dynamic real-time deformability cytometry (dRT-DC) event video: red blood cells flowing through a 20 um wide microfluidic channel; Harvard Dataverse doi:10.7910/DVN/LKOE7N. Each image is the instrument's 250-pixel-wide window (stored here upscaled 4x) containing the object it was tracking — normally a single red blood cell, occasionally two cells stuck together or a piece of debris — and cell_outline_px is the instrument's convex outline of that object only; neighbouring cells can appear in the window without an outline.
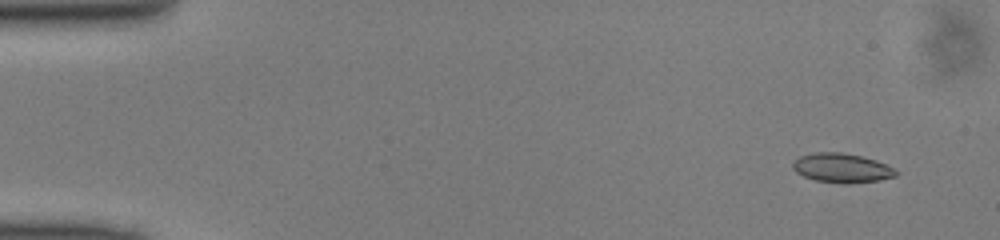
{"species": "common noctule bat (a hibernating species)", "species_latin": "Nyctalus noctula", "temperature_condition": "cold", "stored_images_in_passage": 49, "camera_frame_rate_fps": 3000, "um_per_image_px": 0.085, "animal": {"sex": "male", "body_mass_g": 13.0, "forearm_length_mm": 53.1}, "frame": {"image": 1, "passage_image": 4, "time_ms": 1.0, "image_size_px": [1000, 240], "cell_outline_px": [[900, 172], [896, 176], [880, 180], [848, 184], [844, 184], [816, 180], [804, 176], [796, 172], [792, 168], [792, 164], [800, 156], [812, 152], [840, 152], [860, 156], [876, 160]], "centroid_in_image_um": [71.55, 14.28], "position_along_channel_um": 13.4, "area_um2": 17.57}}
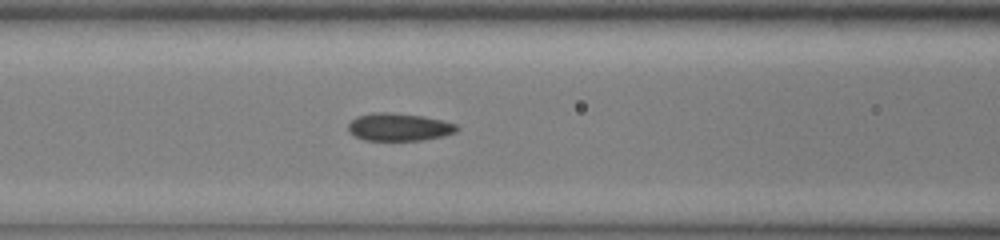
{"frame": {"image": 2, "passage_image": 21, "time_ms": 6.667, "image_size_px": [1000, 240], "cell_outline_px": [[460, 128], [456, 132], [444, 136], [420, 140], [364, 140], [348, 132], [348, 124], [356, 116], [376, 112], [388, 112], [424, 116], [456, 124]], "centroid_in_image_um": [33.91, 10.8], "position_along_channel_um": 132.7, "area_um2": 17.51}}
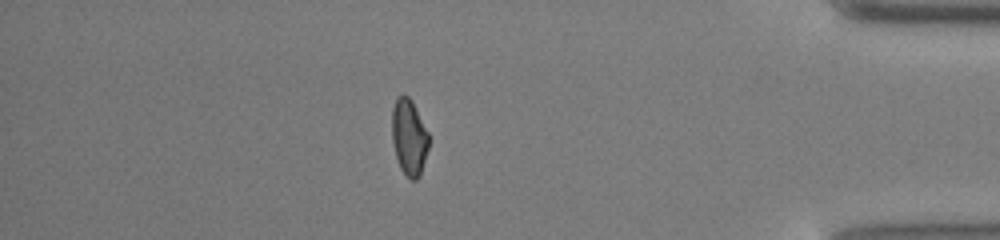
{"frame": {"image": 3, "passage_image": 43, "time_ms": 14.0, "image_size_px": [1000, 240], "cell_outline_px": [[428, 148], [420, 176], [416, 180], [412, 180], [400, 168], [396, 156], [392, 140], [392, 108], [396, 96], [408, 96], [412, 100], [428, 132]], "centroid_in_image_um": [34.76, 11.64], "position_along_channel_um": 400.4, "area_um2": 16.24}}